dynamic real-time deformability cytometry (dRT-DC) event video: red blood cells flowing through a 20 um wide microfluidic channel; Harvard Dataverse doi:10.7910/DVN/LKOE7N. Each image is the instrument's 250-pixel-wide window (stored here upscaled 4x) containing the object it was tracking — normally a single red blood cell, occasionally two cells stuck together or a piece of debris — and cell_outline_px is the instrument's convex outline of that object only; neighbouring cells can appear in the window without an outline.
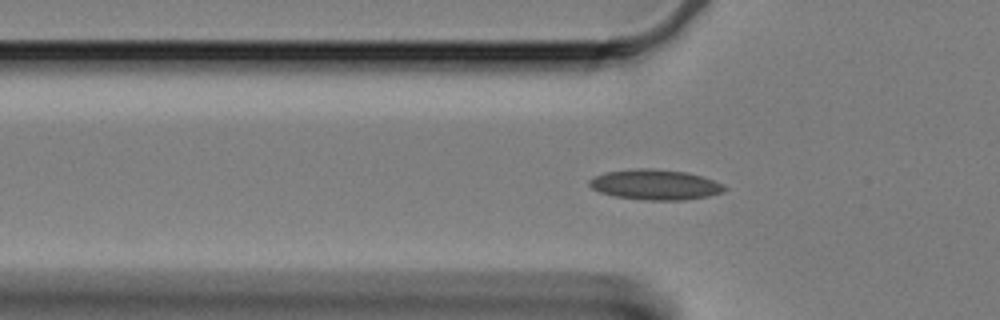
{"species": "Egyptian fruit bat (a non-hibernating species)", "species_latin": "Rousettus aegyptiacus", "temperature_condition": "cold", "stored_images_in_passage": 51, "camera_frame_rate_fps": 3000, "um_per_image_px": 0.085, "animal": {"sex": "female"}, "frame": {"image": 1, "passage_image": 9, "time_ms": 2.667, "image_size_px": [1000, 320], "cell_outline_px": [[728, 188], [724, 192], [708, 196], [684, 200], [644, 200], [612, 196], [600, 192], [592, 188], [588, 184], [588, 180], [604, 172], [640, 168], [652, 168], [688, 172], [724, 184]], "centroid_in_image_um": [55.69, 15.7], "position_along_channel_um": 70.1, "area_um2": 23.99}}
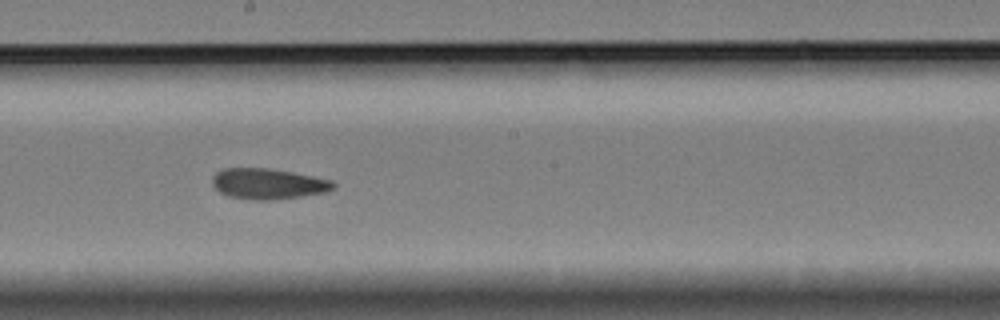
{"frame": {"image": 2, "passage_image": 23, "time_ms": 7.333, "image_size_px": [1000, 320], "cell_outline_px": [[336, 188], [328, 192], [300, 196], [268, 200], [256, 200], [228, 196], [220, 192], [212, 184], [212, 176], [216, 172], [224, 168], [268, 168], [292, 172], [332, 180], [336, 184]], "centroid_in_image_um": [22.8, 15.62], "position_along_channel_um": 225.4, "area_um2": 21.62}}
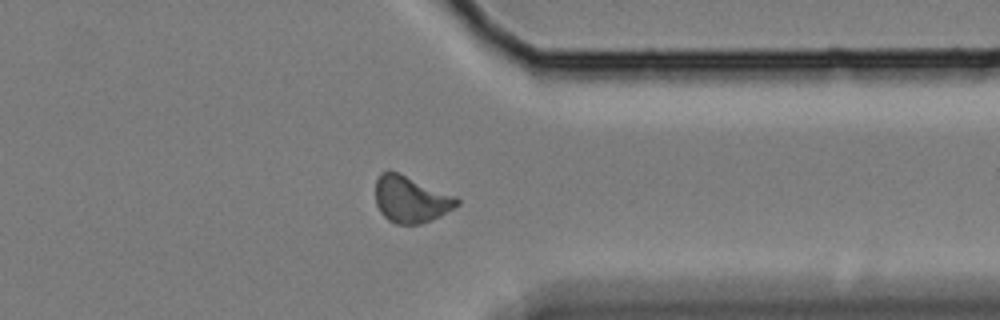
{"frame": {"image": 3, "passage_image": 37, "time_ms": 12.0, "image_size_px": [1000, 320], "cell_outline_px": [[460, 204], [440, 216], [420, 224], [396, 224], [388, 220], [380, 212], [376, 204], [376, 180], [380, 172], [396, 172], [456, 196], [460, 200]], "centroid_in_image_um": [34.92, 16.96], "position_along_channel_um": 376.5, "area_um2": 21.85}, "authors_computed_cell_mechanics": {"area_um2": 21.5594, "velocity_mm_per_s": 3.3103, "shape_relaxation_time_tau1_ms": null, "shape_relaxation_time_tau2_ms": 5.655, "deformation_change_tau1": null, "deformation_change_tau2": 0.0998}}